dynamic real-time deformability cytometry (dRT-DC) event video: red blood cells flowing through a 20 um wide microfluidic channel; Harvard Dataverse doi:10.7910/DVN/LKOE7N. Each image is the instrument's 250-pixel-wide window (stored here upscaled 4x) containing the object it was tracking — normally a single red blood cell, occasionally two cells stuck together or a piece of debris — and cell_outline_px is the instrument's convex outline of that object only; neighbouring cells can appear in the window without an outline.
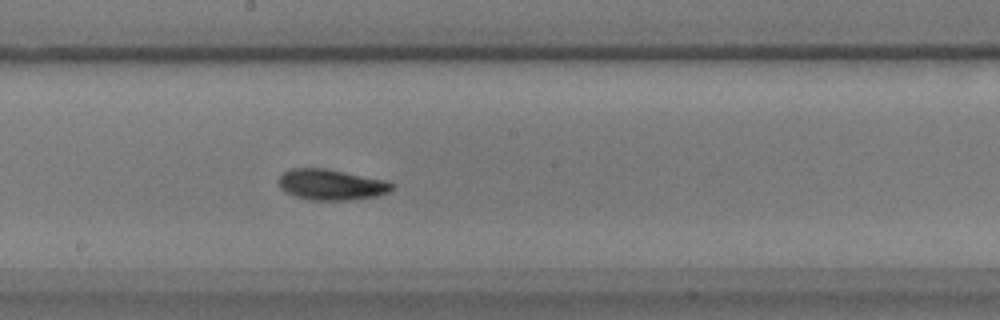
{"species": "common noctule bat (a hibernating species)", "species_latin": "Nyctalus noctula", "temperature_condition": "warm", "stored_images_in_passage": 51, "camera_frame_rate_fps": 3000, "um_per_image_px": 0.085, "animal": {"sex": "male", "body_mass_g": 17.9}, "frame": {"image": 1, "passage_image": 24, "time_ms": 7.667, "image_size_px": [1000, 320], "cell_outline_px": [[396, 184], [388, 192], [376, 196], [348, 200], [312, 200], [296, 196], [280, 188], [280, 176], [284, 172], [292, 168], [328, 168], [384, 180]], "centroid_in_image_um": [28.18, 15.68], "position_along_channel_um": 220.0, "area_um2": 20.11}}
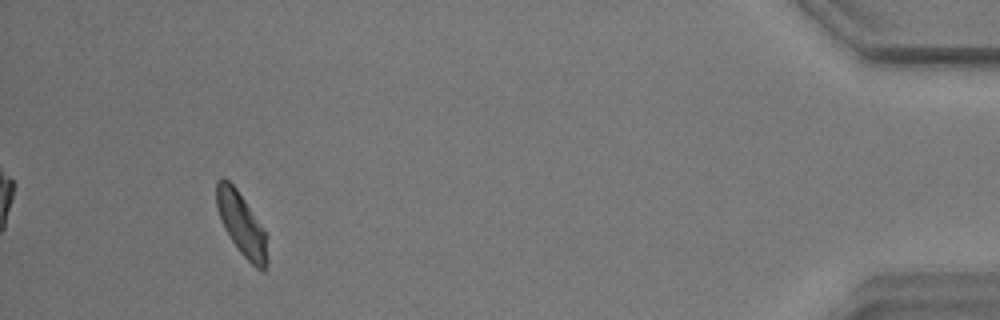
{"frame": {"image": 2, "passage_image": 47, "time_ms": 15.333, "image_size_px": [1000, 320], "cell_outline_px": [[268, 264], [264, 272], [256, 268], [236, 248], [228, 236], [224, 228], [216, 208], [216, 180], [224, 176], [236, 188], [264, 228], [268, 236]], "centroid_in_image_um": [20.55, 19.08], "position_along_channel_um": 414.6, "area_um2": 19.07}, "authors_computed_cell_mechanics": {"area_um2": 19.363, "velocity_mm_per_s": 3.4424, "shape_relaxation_time_tau1_ms": 3.9185, "shape_relaxation_time_tau2_ms": 5.0381, "deformation_change_tau1": 0.1215, "deformation_change_tau2": 0.1028}}